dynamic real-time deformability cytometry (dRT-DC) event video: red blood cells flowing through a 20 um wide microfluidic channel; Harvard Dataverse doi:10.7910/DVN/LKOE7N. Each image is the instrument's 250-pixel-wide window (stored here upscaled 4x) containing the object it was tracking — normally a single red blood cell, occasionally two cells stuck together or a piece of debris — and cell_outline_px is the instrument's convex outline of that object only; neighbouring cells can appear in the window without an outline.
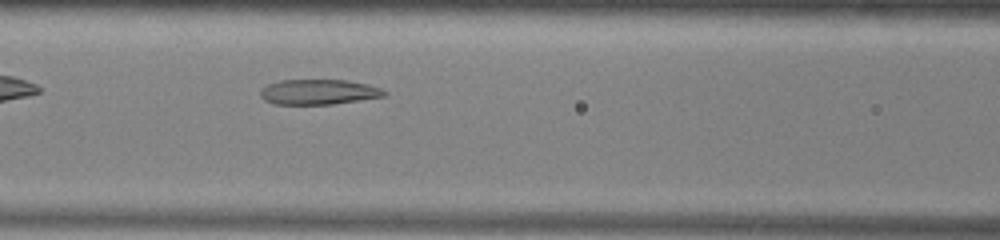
{"species": "common noctule bat (a hibernating species)", "species_latin": "Nyctalus noctula", "temperature_condition": "warm", "stored_images_in_passage": 26, "camera_frame_rate_fps": 3000, "um_per_image_px": 0.085, "animal": {"sex": "male", "body_mass_g": 13.0, "forearm_length_mm": 53.1}, "frame": {"image": 1, "passage_image": 7, "time_ms": 2.0, "image_size_px": [1000, 240], "cell_outline_px": [[388, 92], [384, 96], [332, 104], [272, 104], [264, 100], [260, 96], [260, 92], [268, 84], [280, 80], [344, 80], [368, 84], [380, 88]], "centroid_in_image_um": [27.06, 7.81], "position_along_channel_um": 139.5, "area_um2": 18.03}}
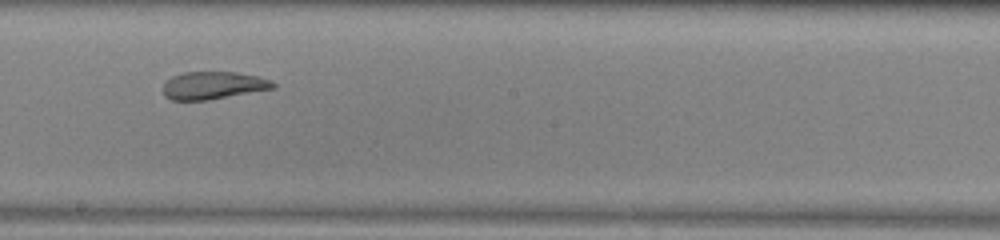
{"frame": {"image": 2, "passage_image": 14, "time_ms": 4.333, "image_size_px": [1000, 240], "cell_outline_px": [[276, 88], [208, 100], [172, 100], [164, 96], [164, 84], [172, 76], [184, 72], [236, 72], [256, 76], [272, 80], [276, 84]], "centroid_in_image_um": [18.15, 7.26], "position_along_channel_um": 230.1, "area_um2": 17.69}}
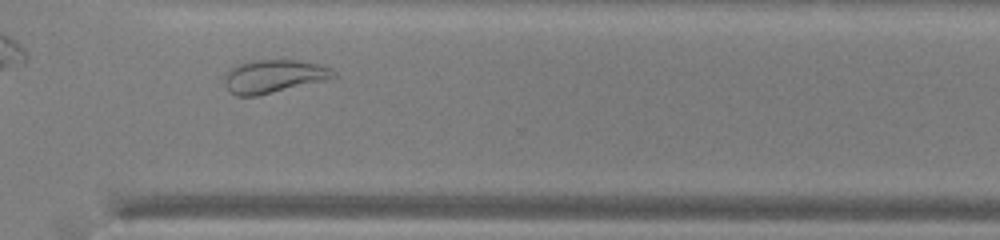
{"frame": {"image": 3, "passage_image": 23, "time_ms": 7.333, "image_size_px": [1000, 240], "cell_outline_px": [[336, 76], [332, 80], [256, 96], [236, 96], [224, 84], [224, 76], [228, 68], [236, 64], [252, 60], [300, 60], [324, 64], [332, 68], [336, 72]], "centroid_in_image_um": [23.34, 6.47], "position_along_channel_um": 347.3, "area_um2": 21.79}, "authors_computed_cell_mechanics": {"area_um2": 18.9006, "velocity_mm_per_s": 3.8987, "shape_relaxation_time_tau1_ms": 9.6636, "shape_relaxation_time_tau2_ms": 1.8272, "deformation_change_tau1": 0.2418, "deformation_change_tau2": 0.0933}}